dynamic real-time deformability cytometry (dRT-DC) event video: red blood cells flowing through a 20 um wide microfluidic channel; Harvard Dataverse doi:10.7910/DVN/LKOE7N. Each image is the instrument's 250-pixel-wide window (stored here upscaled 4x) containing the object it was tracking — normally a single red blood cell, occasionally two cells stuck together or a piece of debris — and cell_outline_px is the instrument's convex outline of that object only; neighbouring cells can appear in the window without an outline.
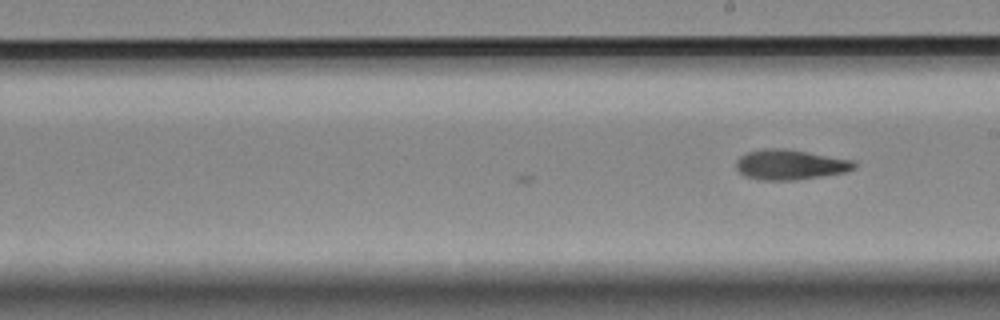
{"species": "Egyptian fruit bat (a non-hibernating species)", "species_latin": "Rousettus aegyptiacus", "temperature_condition": "room temperature", "stored_images_in_passage": 12, "camera_frame_rate_fps": 3000, "um_per_image_px": 0.085, "animal": {"sex": "female"}, "frame": {"image": 1, "passage_image": 12, "time_ms": 3.667, "image_size_px": [1000, 320], "cell_outline_px": [[856, 168], [844, 172], [796, 180], [756, 180], [744, 176], [736, 168], [736, 160], [740, 156], [748, 152], [760, 148], [784, 148], [808, 152], [852, 160], [856, 164]], "centroid_in_image_um": [67.11, 13.99], "position_along_channel_um": 221.9, "area_um2": 20.75}}